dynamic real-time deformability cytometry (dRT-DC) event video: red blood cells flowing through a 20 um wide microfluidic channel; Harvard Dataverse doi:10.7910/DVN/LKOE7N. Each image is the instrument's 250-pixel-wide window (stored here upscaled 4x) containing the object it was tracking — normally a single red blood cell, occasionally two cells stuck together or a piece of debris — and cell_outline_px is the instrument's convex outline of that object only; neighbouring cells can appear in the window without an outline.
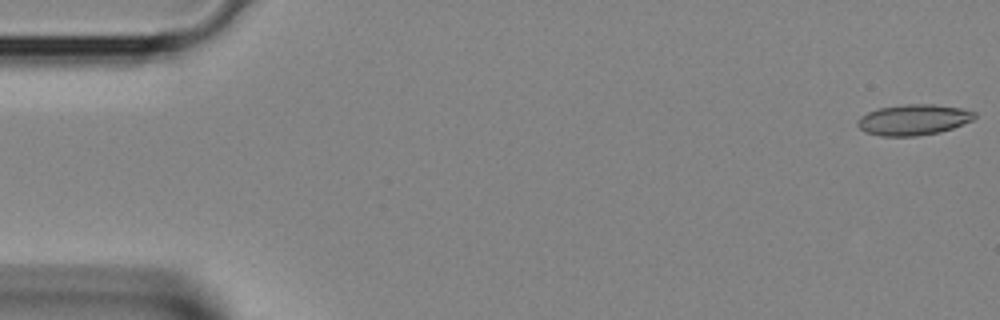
{"species": "Egyptian fruit bat (a non-hibernating species)", "species_latin": "Rousettus aegyptiacus", "temperature_condition": "room temperature", "stored_images_in_passage": 40, "segment_of_instrument_passage": [1, 2], "camera_frame_rate_fps": 3000, "um_per_image_px": 0.085, "animal": {"sex": "female"}, "frame": {"image": 1, "passage_image": 1, "time_ms": 0.0, "image_size_px": [1000, 320], "cell_outline_px": [[976, 116], [972, 120], [952, 128], [940, 132], [916, 136], [880, 136], [864, 132], [856, 124], [856, 120], [860, 116], [868, 112], [880, 108], [904, 104], [932, 104], [960, 108], [976, 112]], "centroid_in_image_um": [77.61, 10.18], "position_along_channel_um": 7.4, "area_um2": 20.98}}
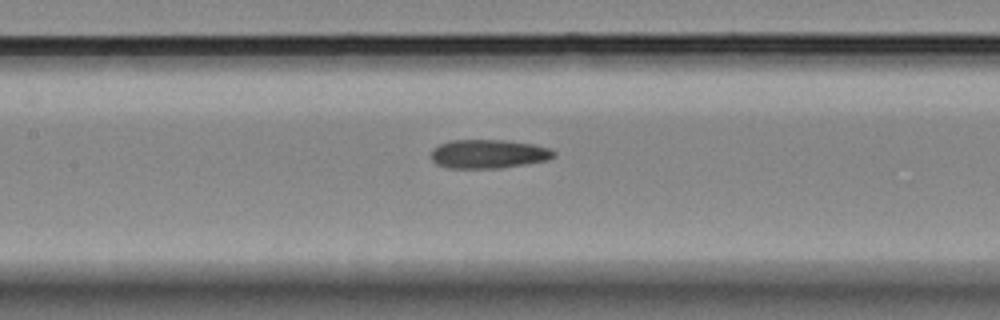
{"frame": {"image": 2, "passage_image": 18, "time_ms": 5.667, "image_size_px": [1000, 320], "cell_outline_px": [[556, 156], [548, 160], [500, 168], [448, 168], [436, 164], [432, 160], [432, 148], [448, 140], [504, 140], [532, 144], [548, 148], [556, 152]], "centroid_in_image_um": [41.5, 13.08], "position_along_channel_um": 165.9, "area_um2": 20.63}}
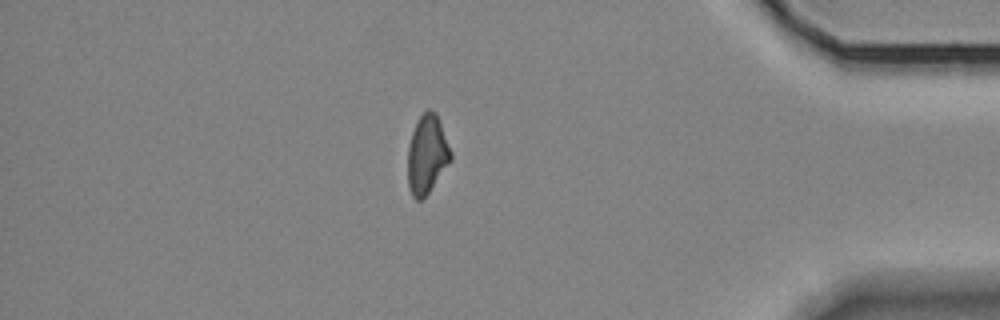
{"frame": {"image": 3, "passage_image": 34, "time_ms": 11.0, "image_size_px": [1000, 320], "cell_outline_px": [[452, 160], [428, 192], [420, 200], [416, 200], [412, 196], [408, 188], [408, 144], [412, 132], [420, 116], [428, 108], [436, 112], [452, 152]], "centroid_in_image_um": [36.3, 13.12], "position_along_channel_um": 398.9, "area_um2": 19.65}}